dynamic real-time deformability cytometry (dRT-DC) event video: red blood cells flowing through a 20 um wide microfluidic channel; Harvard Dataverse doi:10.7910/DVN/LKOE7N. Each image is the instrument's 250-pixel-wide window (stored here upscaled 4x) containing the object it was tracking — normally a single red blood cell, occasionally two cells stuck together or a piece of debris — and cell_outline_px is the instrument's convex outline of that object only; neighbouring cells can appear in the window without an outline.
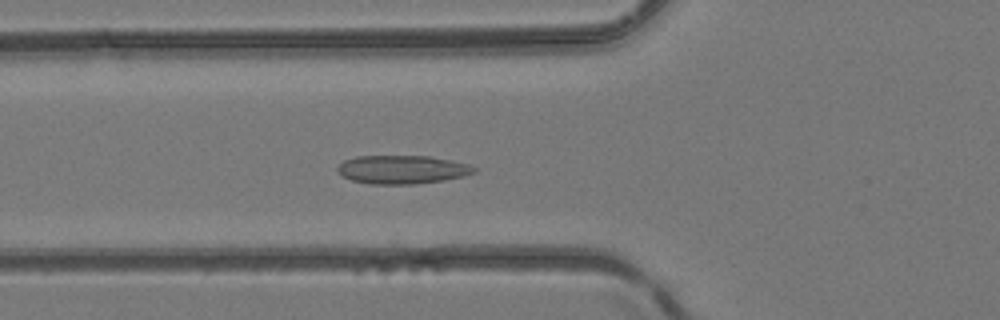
{"species": "common noctule bat (a hibernating species)", "species_latin": "Nyctalus noctula", "temperature_condition": "room temperature", "stored_images_in_passage": 48, "camera_frame_rate_fps": 3000, "um_per_image_px": 0.085, "animal": {"sex": "female", "body_mass_g": 24.6, "forearm_length_mm": 56.2}, "frame": {"image": 1, "passage_image": 18, "time_ms": 5.667, "image_size_px": [1000, 320], "cell_outline_px": [[476, 172], [464, 176], [444, 180], [412, 184], [368, 184], [352, 180], [344, 176], [336, 168], [344, 160], [356, 156], [428, 156], [468, 164], [476, 168]], "centroid_in_image_um": [34.18, 14.41], "position_along_channel_um": 91.6, "area_um2": 22.48}}
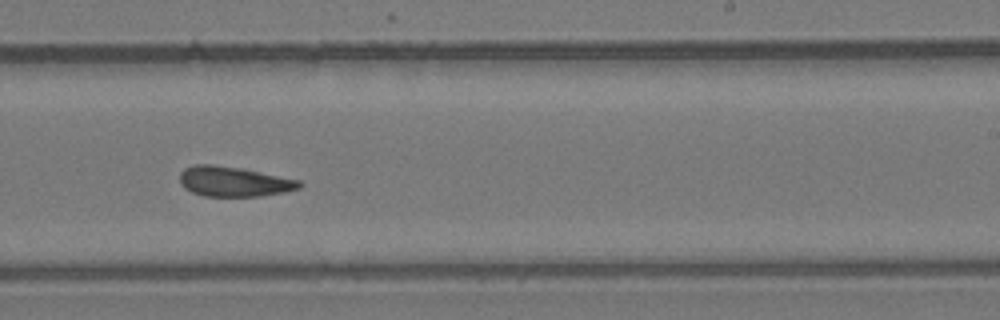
{"frame": {"image": 2, "passage_image": 30, "time_ms": 9.667, "image_size_px": [1000, 320], "cell_outline_px": [[304, 184], [300, 188], [284, 192], [260, 196], [204, 196], [192, 192], [184, 188], [180, 184], [180, 172], [184, 168], [196, 164], [212, 164], [240, 168], [300, 180]], "centroid_in_image_um": [19.86, 15.43], "position_along_channel_um": 269.1, "area_um2": 20.92}}
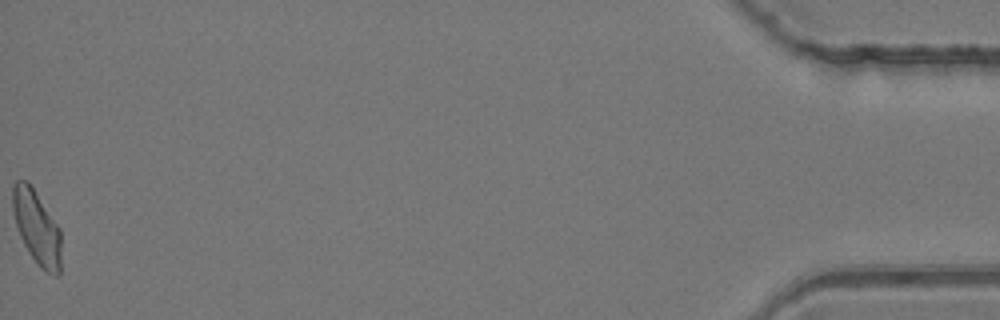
{"frame": {"image": 3, "passage_image": 48, "time_ms": 15.667, "image_size_px": [1000, 320], "cell_outline_px": [[60, 272], [56, 276], [44, 272], [36, 264], [28, 252], [20, 236], [16, 224], [12, 208], [12, 184], [16, 180], [28, 180], [32, 184], [60, 228]], "centroid_in_image_um": [3.11, 19.3], "position_along_channel_um": 432.1, "area_um2": 21.27}}